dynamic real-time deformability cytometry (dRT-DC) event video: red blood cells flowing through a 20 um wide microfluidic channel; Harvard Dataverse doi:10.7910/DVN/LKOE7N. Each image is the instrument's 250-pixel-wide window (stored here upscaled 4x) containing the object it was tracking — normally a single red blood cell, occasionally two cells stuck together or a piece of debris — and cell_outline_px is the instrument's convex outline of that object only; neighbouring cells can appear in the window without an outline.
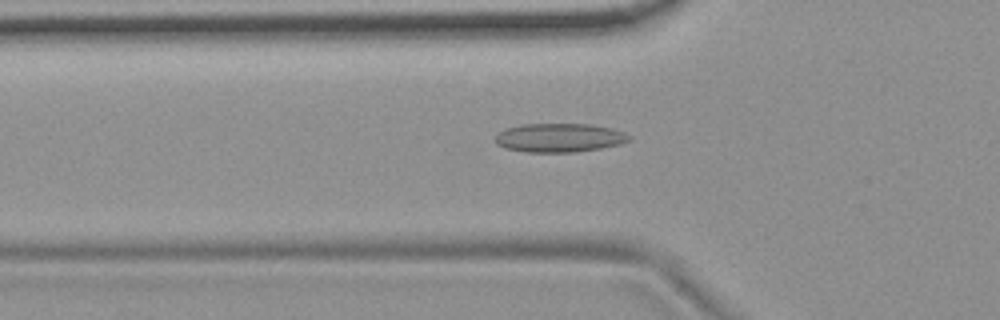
{"species": "common noctule bat (a hibernating species)", "species_latin": "Nyctalus noctula", "temperature_condition": "room temperature", "stored_images_in_passage": 35, "camera_frame_rate_fps": 3000, "um_per_image_px": 0.085, "animal": {"sex": "female", "body_mass_g": 19.9}, "frame": {"image": 1, "passage_image": 4, "time_ms": 1.0, "image_size_px": [1000, 320], "cell_outline_px": [[632, 140], [620, 144], [600, 148], [576, 152], [528, 152], [504, 148], [496, 144], [496, 136], [500, 132], [508, 128], [520, 124], [588, 124], [612, 128], [624, 132], [632, 136]], "centroid_in_image_um": [47.58, 11.71], "position_along_channel_um": 78.2, "area_um2": 22.48}}
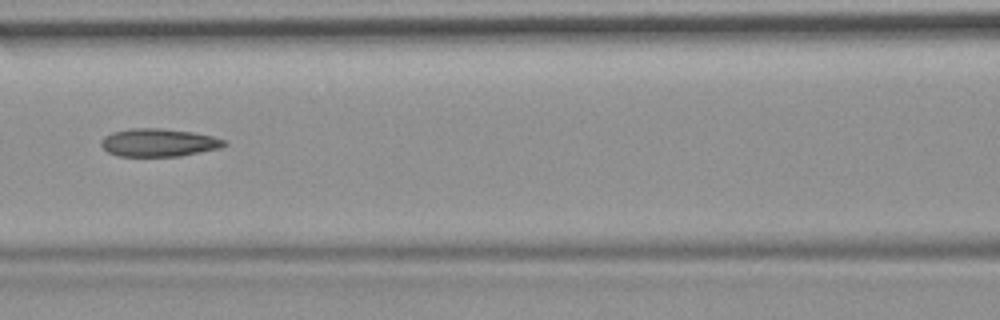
{"frame": {"image": 2, "passage_image": 10, "time_ms": 3.0, "image_size_px": [1000, 320], "cell_outline_px": [[228, 144], [220, 148], [180, 156], [116, 156], [108, 152], [100, 144], [100, 140], [104, 136], [112, 132], [132, 128], [160, 128], [192, 132], [212, 136], [224, 140]], "centroid_in_image_um": [13.46, 12.12], "position_along_channel_um": 153.1, "area_um2": 20.06}}
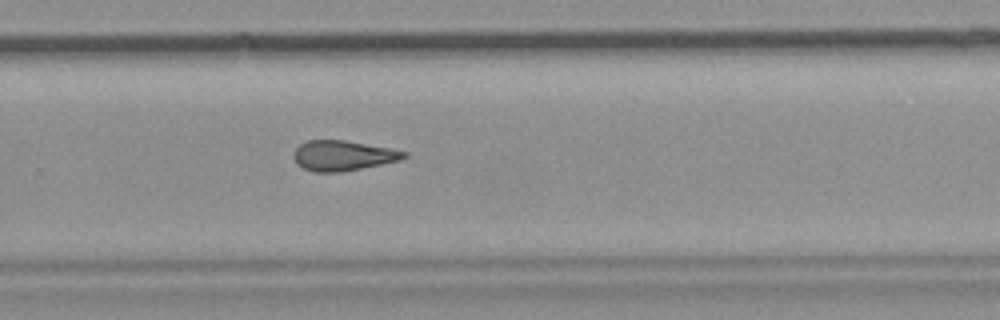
{"frame": {"image": 3, "passage_image": 22, "time_ms": 7.0, "image_size_px": [1000, 320], "cell_outline_px": [[408, 156], [400, 160], [340, 172], [312, 172], [296, 164], [292, 156], [296, 148], [300, 144], [308, 140], [344, 140], [392, 148], [408, 152]], "centroid_in_image_um": [29.14, 13.22], "position_along_channel_um": 300.7, "area_um2": 19.42}, "authors_computed_cell_mechanics": {"area_um2": 19.8254, "velocity_mm_per_s": 3.7096, "shape_relaxation_time_tau1_ms": null, "shape_relaxation_time_tau2_ms": 3.5708, "deformation_change_tau1": null, "deformation_change_tau2": 0.1245}}